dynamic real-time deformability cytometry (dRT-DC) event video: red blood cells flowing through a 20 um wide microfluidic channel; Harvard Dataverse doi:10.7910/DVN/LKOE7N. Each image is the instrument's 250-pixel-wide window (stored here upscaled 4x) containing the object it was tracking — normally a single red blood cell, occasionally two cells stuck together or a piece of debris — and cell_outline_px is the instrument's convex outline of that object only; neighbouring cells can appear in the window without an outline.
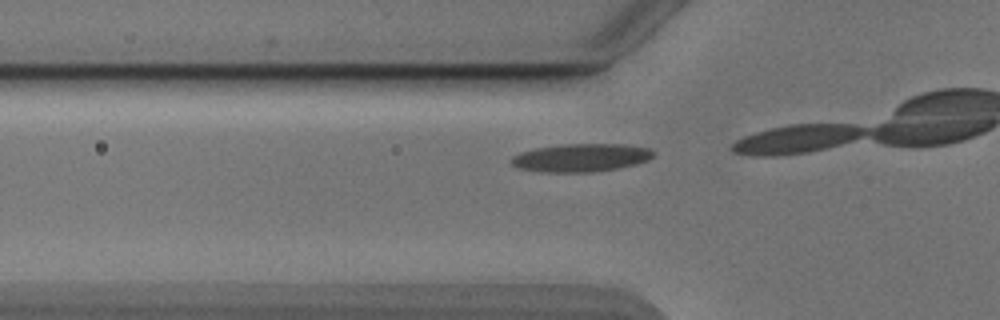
{"species": "Egyptian fruit bat (a non-hibernating species)", "species_latin": "Rousettus aegyptiacus", "temperature_condition": "cold", "stored_images_in_passage": 9, "camera_frame_rate_fps": 3000, "um_per_image_px": 0.085, "animal": {"sex": "male"}, "frame": {"image": 1, "passage_image": 7, "time_ms": 2.0, "image_size_px": [1000, 320], "cell_outline_px": [[656, 152], [648, 160], [636, 164], [620, 168], [592, 172], [536, 172], [516, 168], [508, 160], [512, 156], [520, 152], [536, 148], [564, 144], [624, 144], [648, 148]], "centroid_in_image_um": [49.34, 13.41], "position_along_channel_um": 76.5, "area_um2": 23.52}}